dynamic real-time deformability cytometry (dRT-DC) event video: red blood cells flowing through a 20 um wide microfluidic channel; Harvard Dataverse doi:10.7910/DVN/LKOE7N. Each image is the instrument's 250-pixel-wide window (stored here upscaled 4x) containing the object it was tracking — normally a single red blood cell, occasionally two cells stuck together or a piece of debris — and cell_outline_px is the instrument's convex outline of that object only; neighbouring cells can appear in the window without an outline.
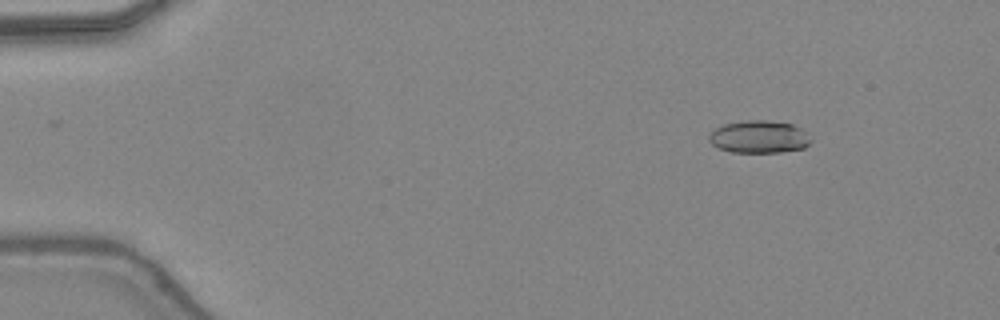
{"species": "common noctule bat (a hibernating species)", "species_latin": "Nyctalus noctula", "temperature_condition": "warm", "stored_images_in_passage": 42, "camera_frame_rate_fps": 3000, "um_per_image_px": 0.085, "animal": {"sex": "female", "body_mass_g": 24.6, "forearm_length_mm": 56.2}, "frame": {"image": 1, "passage_image": 1, "time_ms": 0.0, "image_size_px": [1000, 320], "cell_outline_px": [[812, 140], [804, 148], [780, 152], [728, 152], [712, 144], [708, 140], [708, 136], [716, 128], [724, 124], [748, 120], [768, 120], [792, 124], [800, 128]], "centroid_in_image_um": [64.51, 11.63], "position_along_channel_um": 20.5, "area_um2": 19.19}}
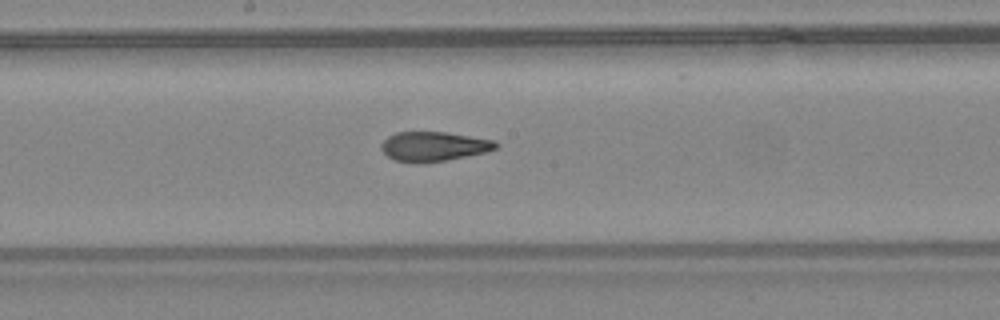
{"frame": {"image": 2, "passage_image": 21, "time_ms": 6.667, "image_size_px": [1000, 320], "cell_outline_px": [[500, 144], [496, 148], [488, 152], [444, 160], [392, 160], [380, 148], [380, 144], [388, 136], [396, 132], [444, 132], [496, 140]], "centroid_in_image_um": [36.91, 12.4], "position_along_channel_um": 211.3, "area_um2": 19.13}}
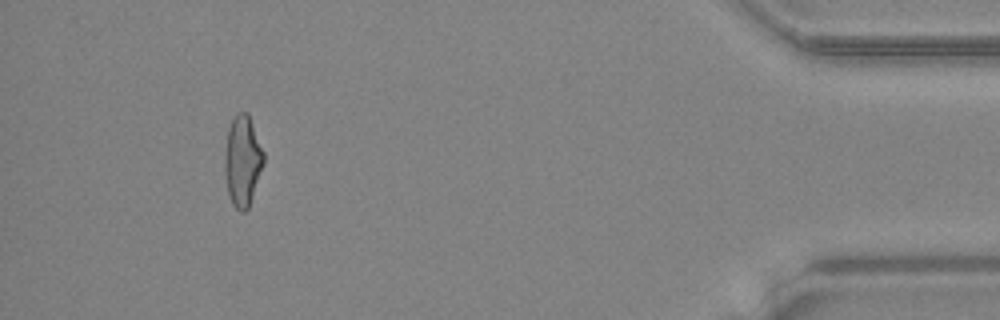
{"frame": {"image": 3, "passage_image": 39, "time_ms": 12.667, "image_size_px": [1000, 320], "cell_outline_px": [[264, 164], [248, 208], [244, 212], [240, 212], [232, 204], [228, 192], [224, 172], [224, 156], [228, 128], [232, 120], [240, 112], [248, 112], [264, 152]], "centroid_in_image_um": [20.62, 13.68], "position_along_channel_um": 414.6, "area_um2": 20.58}, "authors_computed_cell_mechanics": {"area_um2": 20.23, "velocity_mm_per_s": 4.4349, "shape_relaxation_time_tau1_ms": null, "shape_relaxation_time_tau2_ms": 1.7624, "deformation_change_tau1": null, "deformation_change_tau2": 0.0962}}